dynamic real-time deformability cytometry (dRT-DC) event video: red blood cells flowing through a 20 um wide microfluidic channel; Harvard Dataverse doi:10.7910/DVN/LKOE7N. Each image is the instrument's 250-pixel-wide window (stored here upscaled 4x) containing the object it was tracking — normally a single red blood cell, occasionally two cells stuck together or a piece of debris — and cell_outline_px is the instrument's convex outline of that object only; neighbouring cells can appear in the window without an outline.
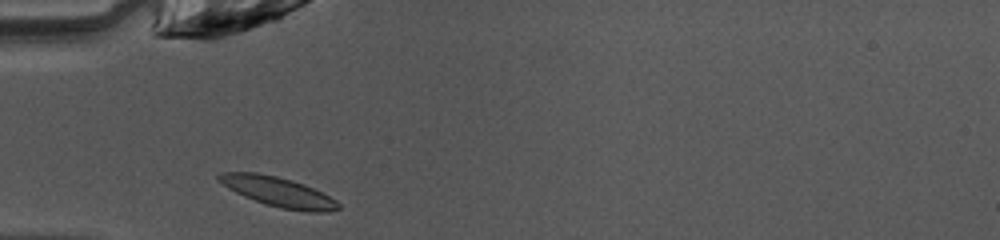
{"species": "common noctule bat (a hibernating species)", "species_latin": "Nyctalus noctula", "temperature_condition": "warm", "stored_images_in_passage": 35, "camera_frame_rate_fps": 3000, "um_per_image_px": 0.085, "animal": {"sex": "female", "body_mass_g": 10.0, "forearm_length_mm": 53.1}, "frame": {"image": 1, "passage_image": 1, "time_ms": 0.0, "image_size_px": [1000, 240], "cell_outline_px": [[340, 208], [324, 212], [308, 212], [280, 208], [244, 196], [228, 188], [216, 176], [220, 172], [256, 172], [276, 176], [292, 180], [304, 184], [336, 200], [340, 204]], "centroid_in_image_um": [23.65, 16.3], "position_along_channel_um": 61.3, "area_um2": 20.29}}
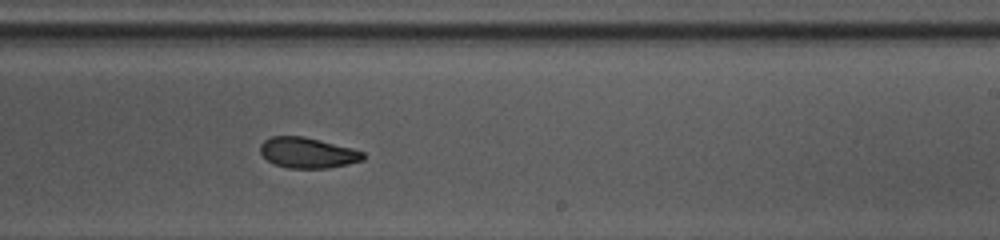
{"frame": {"image": 2, "passage_image": 16, "time_ms": 5.0, "image_size_px": [1000, 240], "cell_outline_px": [[364, 160], [348, 164], [328, 168], [288, 168], [276, 164], [268, 160], [260, 152], [260, 144], [264, 140], [272, 136], [304, 136], [352, 148], [364, 152]], "centroid_in_image_um": [26.15, 12.98], "position_along_channel_um": 262.8, "area_um2": 18.26}}
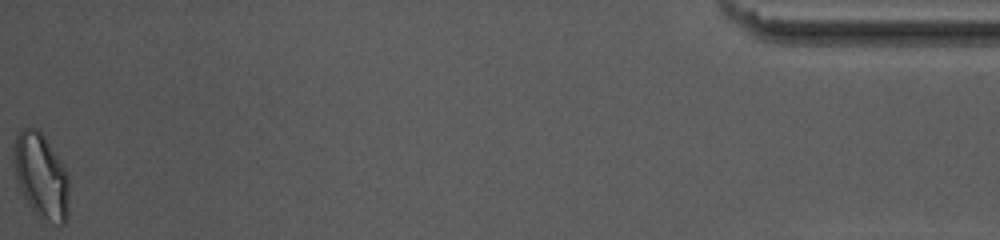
{"frame": {"image": 3, "passage_image": 35, "time_ms": 11.333, "image_size_px": [1000, 240], "cell_outline_px": [[68, 216], [64, 224], [60, 224], [48, 220], [40, 216], [32, 208], [20, 192], [12, 164], [12, 160], [16, 136], [20, 128], [28, 124], [36, 128], [44, 136], [60, 160], [68, 176]], "centroid_in_image_um": [3.46, 14.89], "position_along_channel_um": 431.7, "area_um2": 27.46}, "authors_computed_cell_mechanics": {"area_um2": 19.3052, "velocity_mm_per_s": 4.0744, "shape_relaxation_time_tau1_ms": 2.6599, "shape_relaxation_time_tau2_ms": 2.7705, "deformation_change_tau1": 0.1307, "deformation_change_tau2": 0.0929}}